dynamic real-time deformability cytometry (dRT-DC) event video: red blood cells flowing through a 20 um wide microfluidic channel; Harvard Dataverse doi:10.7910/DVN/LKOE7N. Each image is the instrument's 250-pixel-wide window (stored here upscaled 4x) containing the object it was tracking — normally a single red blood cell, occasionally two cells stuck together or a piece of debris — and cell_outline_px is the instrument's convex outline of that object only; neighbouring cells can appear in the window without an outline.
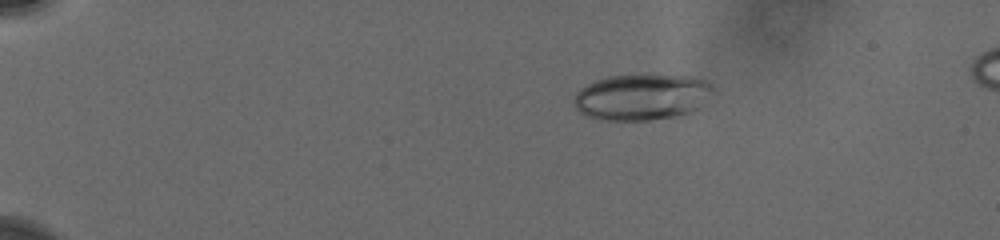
{"species": "human", "species_latin": "Homo sapiens", "temperature_condition": "cold", "stored_images_in_passage": 7, "camera_frame_rate_fps": 3000, "um_per_image_px": 0.085, "donor": {"sex": "male"}, "frame": {"image": 1, "passage_image": 2, "time_ms": 0.667, "image_size_px": [1000, 240], "cell_outline_px": [[716, 92], [700, 108], [680, 116], [648, 120], [604, 120], [588, 116], [580, 112], [576, 108], [572, 100], [576, 92], [580, 88], [596, 80], [608, 76], [692, 76], [704, 80], [712, 84], [716, 88]], "centroid_in_image_um": [54.61, 8.26], "position_along_channel_um": 30.4, "area_um2": 37.63}}